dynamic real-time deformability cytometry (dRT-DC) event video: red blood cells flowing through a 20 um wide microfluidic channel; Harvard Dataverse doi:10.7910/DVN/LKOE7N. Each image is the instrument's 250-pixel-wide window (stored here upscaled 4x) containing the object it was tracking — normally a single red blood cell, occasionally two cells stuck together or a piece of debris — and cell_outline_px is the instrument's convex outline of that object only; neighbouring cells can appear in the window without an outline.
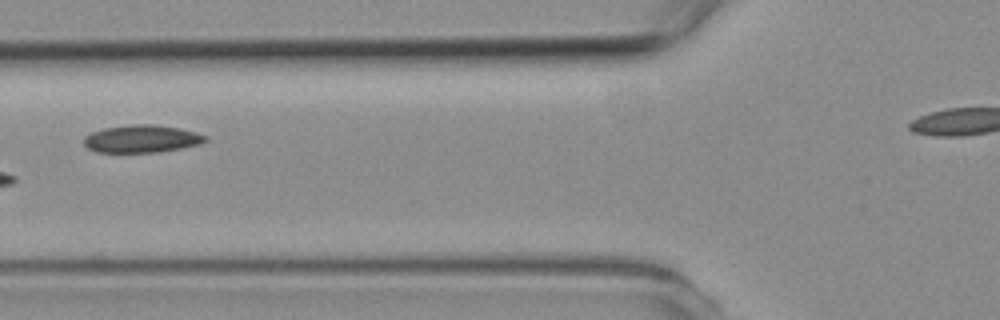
{"species": "common noctule bat (a hibernating species)", "species_latin": "Nyctalus noctula", "temperature_condition": "room temperature", "stored_images_in_passage": 7, "camera_frame_rate_fps": 3000, "um_per_image_px": 0.085, "animal": {"sex": "female", "body_mass_g": 19.3, "forearm_length_mm": 54.1}, "frame": {"image": 1, "passage_image": 6, "time_ms": 6.667, "image_size_px": [1000, 320], "cell_outline_px": [[208, 140], [200, 144], [180, 148], [156, 152], [96, 152], [88, 148], [84, 144], [84, 136], [92, 132], [104, 128], [132, 124], [152, 124], [180, 128], [196, 132], [208, 136]], "centroid_in_image_um": [12.06, 11.79], "position_along_channel_um": 113.7, "area_um2": 19.54}}
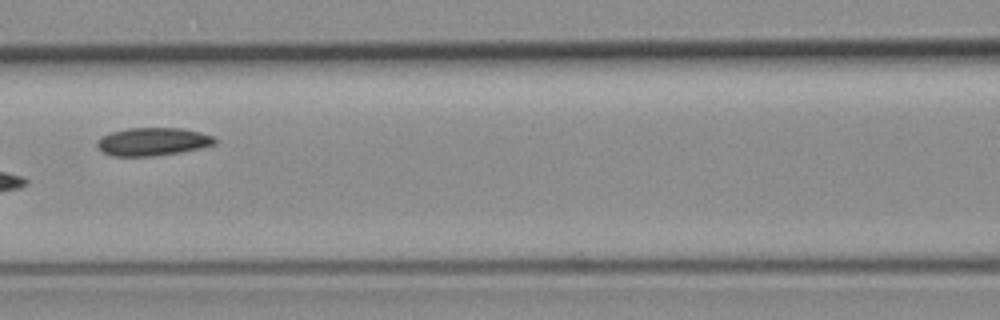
{"frame": {"image": 2, "passage_image": 7, "time_ms": 7.667, "image_size_px": [1000, 320], "cell_outline_px": [[216, 144], [200, 148], [180, 152], [152, 156], [112, 156], [104, 152], [96, 144], [96, 140], [112, 132], [128, 128], [184, 128], [200, 132], [212, 136], [216, 140]], "centroid_in_image_um": [13.0, 12.04], "position_along_channel_um": 153.6, "area_um2": 19.07}}